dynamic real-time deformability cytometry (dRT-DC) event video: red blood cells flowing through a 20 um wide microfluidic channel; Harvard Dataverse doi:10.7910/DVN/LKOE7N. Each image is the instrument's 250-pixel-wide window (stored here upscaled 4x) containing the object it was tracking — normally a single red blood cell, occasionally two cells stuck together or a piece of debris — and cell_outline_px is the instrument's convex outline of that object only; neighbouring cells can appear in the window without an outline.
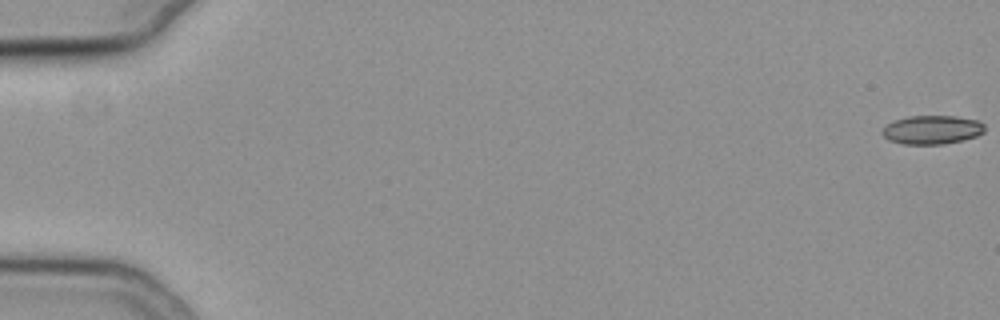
{"species": "common noctule bat (a hibernating species)", "species_latin": "Nyctalus noctula", "temperature_condition": "cold", "stored_images_in_passage": 13, "camera_frame_rate_fps": 3000, "um_per_image_px": 0.085, "animal": {"sex": "female", "body_mass_g": 19.3, "forearm_length_mm": 54.1}, "frame": {"image": 1, "passage_image": 1, "time_ms": 0.0, "image_size_px": [1000, 320], "cell_outline_px": [[984, 132], [976, 136], [964, 140], [944, 144], [904, 144], [888, 140], [884, 136], [884, 128], [888, 124], [896, 120], [908, 116], [956, 116], [980, 120], [984, 124]], "centroid_in_image_um": [79.28, 11.03], "position_along_channel_um": 5.7, "area_um2": 17.11}}